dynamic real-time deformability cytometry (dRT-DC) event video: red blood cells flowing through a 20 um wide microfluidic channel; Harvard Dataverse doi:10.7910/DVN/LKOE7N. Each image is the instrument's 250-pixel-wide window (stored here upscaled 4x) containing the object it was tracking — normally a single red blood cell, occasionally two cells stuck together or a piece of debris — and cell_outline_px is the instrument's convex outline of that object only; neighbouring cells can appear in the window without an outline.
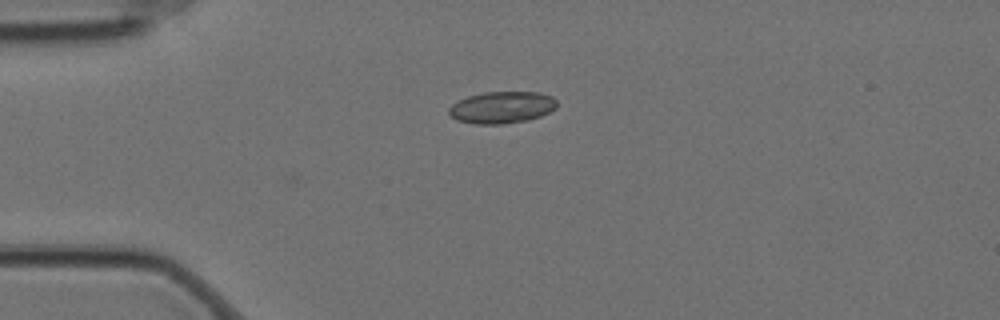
{"species": "Egyptian fruit bat (a non-hibernating species)", "species_latin": "Rousettus aegyptiacus", "temperature_condition": "cold", "stored_images_in_passage": 2, "camera_frame_rate_fps": 3000, "um_per_image_px": 0.085, "animal": {"sex": "female"}, "frame": {"image": 1, "passage_image": 2, "time_ms": 0.333, "image_size_px": [1000, 320], "cell_outline_px": [[556, 108], [540, 116], [528, 120], [504, 124], [472, 124], [456, 120], [448, 112], [448, 108], [452, 104], [468, 96], [484, 92], [540, 92], [552, 96], [556, 100]], "centroid_in_image_um": [42.65, 9.13], "position_along_channel_um": 42.3, "area_um2": 20.11}}